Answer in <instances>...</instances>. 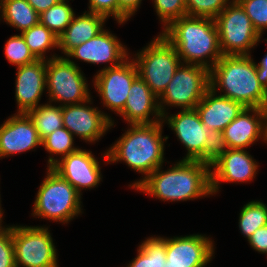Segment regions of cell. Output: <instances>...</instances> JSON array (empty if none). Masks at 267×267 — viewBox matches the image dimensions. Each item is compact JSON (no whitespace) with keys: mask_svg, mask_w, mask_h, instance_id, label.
<instances>
[{"mask_svg":"<svg viewBox=\"0 0 267 267\" xmlns=\"http://www.w3.org/2000/svg\"><path fill=\"white\" fill-rule=\"evenodd\" d=\"M162 166L130 187L164 201H187L212 194L211 168L200 161L181 160L167 171Z\"/></svg>","mask_w":267,"mask_h":267,"instance_id":"1","label":"cell"},{"mask_svg":"<svg viewBox=\"0 0 267 267\" xmlns=\"http://www.w3.org/2000/svg\"><path fill=\"white\" fill-rule=\"evenodd\" d=\"M160 34L174 46L183 64L210 70L223 56L213 18L185 15L171 22Z\"/></svg>","mask_w":267,"mask_h":267,"instance_id":"2","label":"cell"},{"mask_svg":"<svg viewBox=\"0 0 267 267\" xmlns=\"http://www.w3.org/2000/svg\"><path fill=\"white\" fill-rule=\"evenodd\" d=\"M251 55H223L209 70L210 88L246 108H262L267 92L259 84ZM217 87V88H216ZM219 87V88H218Z\"/></svg>","mask_w":267,"mask_h":267,"instance_id":"3","label":"cell"},{"mask_svg":"<svg viewBox=\"0 0 267 267\" xmlns=\"http://www.w3.org/2000/svg\"><path fill=\"white\" fill-rule=\"evenodd\" d=\"M163 121L130 124V128L103 155L106 162L124 161L131 169L147 177L164 163Z\"/></svg>","mask_w":267,"mask_h":267,"instance_id":"4","label":"cell"},{"mask_svg":"<svg viewBox=\"0 0 267 267\" xmlns=\"http://www.w3.org/2000/svg\"><path fill=\"white\" fill-rule=\"evenodd\" d=\"M81 195L68 181L48 168L38 189L32 215L68 223L82 212Z\"/></svg>","mask_w":267,"mask_h":267,"instance_id":"5","label":"cell"},{"mask_svg":"<svg viewBox=\"0 0 267 267\" xmlns=\"http://www.w3.org/2000/svg\"><path fill=\"white\" fill-rule=\"evenodd\" d=\"M135 57L133 60L139 76L157 97L165 91L176 70L182 64L174 46L161 34Z\"/></svg>","mask_w":267,"mask_h":267,"instance_id":"6","label":"cell"},{"mask_svg":"<svg viewBox=\"0 0 267 267\" xmlns=\"http://www.w3.org/2000/svg\"><path fill=\"white\" fill-rule=\"evenodd\" d=\"M46 88L49 103L60 102L61 106L79 104L91 98L86 78L71 59L56 56L46 58Z\"/></svg>","mask_w":267,"mask_h":267,"instance_id":"7","label":"cell"},{"mask_svg":"<svg viewBox=\"0 0 267 267\" xmlns=\"http://www.w3.org/2000/svg\"><path fill=\"white\" fill-rule=\"evenodd\" d=\"M209 88V70L207 68L182 63L165 91L158 97L162 115L168 114L165 112L164 106L166 105L178 106L181 110L195 109Z\"/></svg>","mask_w":267,"mask_h":267,"instance_id":"8","label":"cell"},{"mask_svg":"<svg viewBox=\"0 0 267 267\" xmlns=\"http://www.w3.org/2000/svg\"><path fill=\"white\" fill-rule=\"evenodd\" d=\"M219 34L223 55H250V51L260 41L245 10L232 0L214 19Z\"/></svg>","mask_w":267,"mask_h":267,"instance_id":"9","label":"cell"},{"mask_svg":"<svg viewBox=\"0 0 267 267\" xmlns=\"http://www.w3.org/2000/svg\"><path fill=\"white\" fill-rule=\"evenodd\" d=\"M48 227L13 226L16 267H58L57 252Z\"/></svg>","mask_w":267,"mask_h":267,"instance_id":"10","label":"cell"},{"mask_svg":"<svg viewBox=\"0 0 267 267\" xmlns=\"http://www.w3.org/2000/svg\"><path fill=\"white\" fill-rule=\"evenodd\" d=\"M128 58L119 66L104 67L95 75L94 86L102 103L119 114L126 104L133 81L139 76L136 63Z\"/></svg>","mask_w":267,"mask_h":267,"instance_id":"11","label":"cell"},{"mask_svg":"<svg viewBox=\"0 0 267 267\" xmlns=\"http://www.w3.org/2000/svg\"><path fill=\"white\" fill-rule=\"evenodd\" d=\"M86 103L91 104V98L79 104L62 106L63 125L85 142L94 143L114 126V120L97 107L93 108Z\"/></svg>","mask_w":267,"mask_h":267,"instance_id":"12","label":"cell"},{"mask_svg":"<svg viewBox=\"0 0 267 267\" xmlns=\"http://www.w3.org/2000/svg\"><path fill=\"white\" fill-rule=\"evenodd\" d=\"M212 241L201 234L166 238V267H205L214 254Z\"/></svg>","mask_w":267,"mask_h":267,"instance_id":"13","label":"cell"},{"mask_svg":"<svg viewBox=\"0 0 267 267\" xmlns=\"http://www.w3.org/2000/svg\"><path fill=\"white\" fill-rule=\"evenodd\" d=\"M99 163L91 151L79 148L77 151L57 159L51 169L81 194V190L94 188L102 180Z\"/></svg>","mask_w":267,"mask_h":267,"instance_id":"14","label":"cell"},{"mask_svg":"<svg viewBox=\"0 0 267 267\" xmlns=\"http://www.w3.org/2000/svg\"><path fill=\"white\" fill-rule=\"evenodd\" d=\"M162 119L174 130L178 140L184 144L188 151L182 160L204 163V142L210 129L202 124L196 109L181 110L170 116L165 114Z\"/></svg>","mask_w":267,"mask_h":267,"instance_id":"15","label":"cell"},{"mask_svg":"<svg viewBox=\"0 0 267 267\" xmlns=\"http://www.w3.org/2000/svg\"><path fill=\"white\" fill-rule=\"evenodd\" d=\"M127 52L115 35L103 29L95 37L72 49L66 57L91 64L111 63L107 68H113L129 58Z\"/></svg>","mask_w":267,"mask_h":267,"instance_id":"16","label":"cell"},{"mask_svg":"<svg viewBox=\"0 0 267 267\" xmlns=\"http://www.w3.org/2000/svg\"><path fill=\"white\" fill-rule=\"evenodd\" d=\"M210 168L212 194L219 190L220 182L243 183L252 181L258 163L245 149H228Z\"/></svg>","mask_w":267,"mask_h":267,"instance_id":"17","label":"cell"},{"mask_svg":"<svg viewBox=\"0 0 267 267\" xmlns=\"http://www.w3.org/2000/svg\"><path fill=\"white\" fill-rule=\"evenodd\" d=\"M41 146V139L25 113H17L0 125V158Z\"/></svg>","mask_w":267,"mask_h":267,"instance_id":"18","label":"cell"},{"mask_svg":"<svg viewBox=\"0 0 267 267\" xmlns=\"http://www.w3.org/2000/svg\"><path fill=\"white\" fill-rule=\"evenodd\" d=\"M15 98L18 113H27L39 106L46 88V59L17 67Z\"/></svg>","mask_w":267,"mask_h":267,"instance_id":"19","label":"cell"},{"mask_svg":"<svg viewBox=\"0 0 267 267\" xmlns=\"http://www.w3.org/2000/svg\"><path fill=\"white\" fill-rule=\"evenodd\" d=\"M129 91L124 109L119 113L127 123L153 124L163 120L158 97L140 76L133 81ZM150 115H154V119H150Z\"/></svg>","mask_w":267,"mask_h":267,"instance_id":"20","label":"cell"},{"mask_svg":"<svg viewBox=\"0 0 267 267\" xmlns=\"http://www.w3.org/2000/svg\"><path fill=\"white\" fill-rule=\"evenodd\" d=\"M244 108L240 102L217 95L209 88L195 109L203 125L210 130L223 131Z\"/></svg>","mask_w":267,"mask_h":267,"instance_id":"21","label":"cell"},{"mask_svg":"<svg viewBox=\"0 0 267 267\" xmlns=\"http://www.w3.org/2000/svg\"><path fill=\"white\" fill-rule=\"evenodd\" d=\"M222 133L228 149L248 148L259 138H263L262 108L245 107Z\"/></svg>","mask_w":267,"mask_h":267,"instance_id":"22","label":"cell"},{"mask_svg":"<svg viewBox=\"0 0 267 267\" xmlns=\"http://www.w3.org/2000/svg\"><path fill=\"white\" fill-rule=\"evenodd\" d=\"M107 19L100 14L85 11L81 16H73L71 23L58 37L59 48L66 56L72 49L95 37L104 28Z\"/></svg>","mask_w":267,"mask_h":267,"instance_id":"23","label":"cell"},{"mask_svg":"<svg viewBox=\"0 0 267 267\" xmlns=\"http://www.w3.org/2000/svg\"><path fill=\"white\" fill-rule=\"evenodd\" d=\"M0 9L2 19L21 32L39 23L40 15L26 0H0Z\"/></svg>","mask_w":267,"mask_h":267,"instance_id":"24","label":"cell"},{"mask_svg":"<svg viewBox=\"0 0 267 267\" xmlns=\"http://www.w3.org/2000/svg\"><path fill=\"white\" fill-rule=\"evenodd\" d=\"M137 252L138 255L127 267H166V238H147Z\"/></svg>","mask_w":267,"mask_h":267,"instance_id":"25","label":"cell"},{"mask_svg":"<svg viewBox=\"0 0 267 267\" xmlns=\"http://www.w3.org/2000/svg\"><path fill=\"white\" fill-rule=\"evenodd\" d=\"M26 114L32 120L41 140L58 128L64 127L61 105L42 104Z\"/></svg>","mask_w":267,"mask_h":267,"instance_id":"26","label":"cell"},{"mask_svg":"<svg viewBox=\"0 0 267 267\" xmlns=\"http://www.w3.org/2000/svg\"><path fill=\"white\" fill-rule=\"evenodd\" d=\"M20 34L37 59L45 60L47 50L59 48L58 36L40 22L30 29L22 31Z\"/></svg>","mask_w":267,"mask_h":267,"instance_id":"27","label":"cell"},{"mask_svg":"<svg viewBox=\"0 0 267 267\" xmlns=\"http://www.w3.org/2000/svg\"><path fill=\"white\" fill-rule=\"evenodd\" d=\"M41 145L51 155L48 160V168H51L57 162V158L55 159L52 154L60 155L63 158L79 149L74 146V135L65 127L58 128L43 138Z\"/></svg>","mask_w":267,"mask_h":267,"instance_id":"28","label":"cell"},{"mask_svg":"<svg viewBox=\"0 0 267 267\" xmlns=\"http://www.w3.org/2000/svg\"><path fill=\"white\" fill-rule=\"evenodd\" d=\"M68 3L69 0H61L40 14L39 22L58 37L65 31L75 15Z\"/></svg>","mask_w":267,"mask_h":267,"instance_id":"29","label":"cell"},{"mask_svg":"<svg viewBox=\"0 0 267 267\" xmlns=\"http://www.w3.org/2000/svg\"><path fill=\"white\" fill-rule=\"evenodd\" d=\"M267 225V206L261 201H250L239 214V229L247 240L262 226Z\"/></svg>","mask_w":267,"mask_h":267,"instance_id":"30","label":"cell"},{"mask_svg":"<svg viewBox=\"0 0 267 267\" xmlns=\"http://www.w3.org/2000/svg\"><path fill=\"white\" fill-rule=\"evenodd\" d=\"M5 47V56L9 63L17 67L33 63L37 58L30 51L22 35L11 36Z\"/></svg>","mask_w":267,"mask_h":267,"instance_id":"31","label":"cell"},{"mask_svg":"<svg viewBox=\"0 0 267 267\" xmlns=\"http://www.w3.org/2000/svg\"><path fill=\"white\" fill-rule=\"evenodd\" d=\"M189 16L215 19L230 3L229 0H185Z\"/></svg>","mask_w":267,"mask_h":267,"instance_id":"32","label":"cell"},{"mask_svg":"<svg viewBox=\"0 0 267 267\" xmlns=\"http://www.w3.org/2000/svg\"><path fill=\"white\" fill-rule=\"evenodd\" d=\"M245 10L254 28L259 33V39L267 29V0H236Z\"/></svg>","mask_w":267,"mask_h":267,"instance_id":"33","label":"cell"},{"mask_svg":"<svg viewBox=\"0 0 267 267\" xmlns=\"http://www.w3.org/2000/svg\"><path fill=\"white\" fill-rule=\"evenodd\" d=\"M154 8L164 29L174 20L187 15L185 0H154Z\"/></svg>","mask_w":267,"mask_h":267,"instance_id":"34","label":"cell"},{"mask_svg":"<svg viewBox=\"0 0 267 267\" xmlns=\"http://www.w3.org/2000/svg\"><path fill=\"white\" fill-rule=\"evenodd\" d=\"M228 150L222 131L210 130L204 142V163L211 166Z\"/></svg>","mask_w":267,"mask_h":267,"instance_id":"35","label":"cell"},{"mask_svg":"<svg viewBox=\"0 0 267 267\" xmlns=\"http://www.w3.org/2000/svg\"><path fill=\"white\" fill-rule=\"evenodd\" d=\"M0 267H16L13 226L0 229Z\"/></svg>","mask_w":267,"mask_h":267,"instance_id":"36","label":"cell"},{"mask_svg":"<svg viewBox=\"0 0 267 267\" xmlns=\"http://www.w3.org/2000/svg\"><path fill=\"white\" fill-rule=\"evenodd\" d=\"M90 13L103 15L106 19L110 16L118 22V0H89Z\"/></svg>","mask_w":267,"mask_h":267,"instance_id":"37","label":"cell"},{"mask_svg":"<svg viewBox=\"0 0 267 267\" xmlns=\"http://www.w3.org/2000/svg\"><path fill=\"white\" fill-rule=\"evenodd\" d=\"M142 0H118V23L123 24L135 14Z\"/></svg>","mask_w":267,"mask_h":267,"instance_id":"38","label":"cell"},{"mask_svg":"<svg viewBox=\"0 0 267 267\" xmlns=\"http://www.w3.org/2000/svg\"><path fill=\"white\" fill-rule=\"evenodd\" d=\"M247 241L254 250L267 254V225L257 229Z\"/></svg>","mask_w":267,"mask_h":267,"instance_id":"39","label":"cell"},{"mask_svg":"<svg viewBox=\"0 0 267 267\" xmlns=\"http://www.w3.org/2000/svg\"><path fill=\"white\" fill-rule=\"evenodd\" d=\"M256 73L259 84L267 92V54L256 64Z\"/></svg>","mask_w":267,"mask_h":267,"instance_id":"40","label":"cell"},{"mask_svg":"<svg viewBox=\"0 0 267 267\" xmlns=\"http://www.w3.org/2000/svg\"><path fill=\"white\" fill-rule=\"evenodd\" d=\"M31 7L40 15L61 0H26Z\"/></svg>","mask_w":267,"mask_h":267,"instance_id":"41","label":"cell"},{"mask_svg":"<svg viewBox=\"0 0 267 267\" xmlns=\"http://www.w3.org/2000/svg\"><path fill=\"white\" fill-rule=\"evenodd\" d=\"M263 112V141L267 142V103L262 107Z\"/></svg>","mask_w":267,"mask_h":267,"instance_id":"42","label":"cell"},{"mask_svg":"<svg viewBox=\"0 0 267 267\" xmlns=\"http://www.w3.org/2000/svg\"><path fill=\"white\" fill-rule=\"evenodd\" d=\"M2 208H1V200H0V226L2 227V216H3Z\"/></svg>","mask_w":267,"mask_h":267,"instance_id":"43","label":"cell"}]
</instances>
